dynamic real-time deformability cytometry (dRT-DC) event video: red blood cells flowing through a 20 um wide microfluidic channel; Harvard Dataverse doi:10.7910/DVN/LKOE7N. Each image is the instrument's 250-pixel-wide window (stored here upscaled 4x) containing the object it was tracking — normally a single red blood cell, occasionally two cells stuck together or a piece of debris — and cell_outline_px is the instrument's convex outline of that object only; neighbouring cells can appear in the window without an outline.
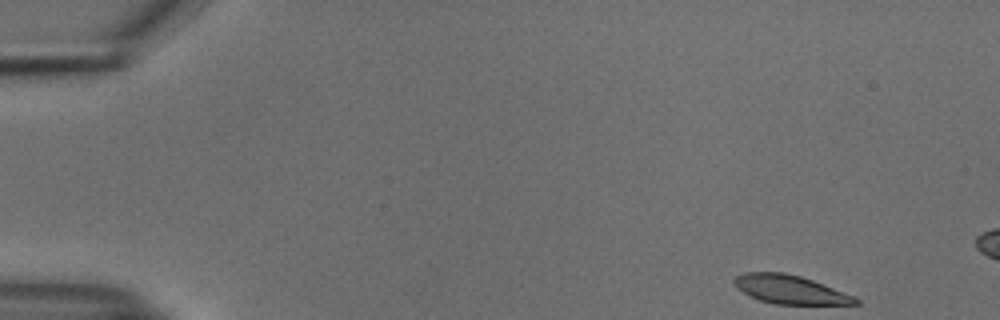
{"species": "common noctule bat (a hibernating species)", "species_latin": "Nyctalus noctula", "temperature_condition": "cold", "stored_images_in_passage": 12, "camera_frame_rate_fps": 3000, "um_per_image_px": 0.085, "animal": {"sex": "male", "body_mass_g": 18.8}, "frame": {"image": 1, "passage_image": 1, "time_ms": 0.0, "image_size_px": [1000, 320], "cell_outline_px": [[860, 304], [776, 304], [760, 300], [736, 288], [732, 280], [736, 276], [744, 272], [784, 272], [800, 276], [812, 280], [852, 296], [860, 300]], "centroid_in_image_um": [67.11, 24.6], "position_along_channel_um": 17.9, "area_um2": 19.88}}